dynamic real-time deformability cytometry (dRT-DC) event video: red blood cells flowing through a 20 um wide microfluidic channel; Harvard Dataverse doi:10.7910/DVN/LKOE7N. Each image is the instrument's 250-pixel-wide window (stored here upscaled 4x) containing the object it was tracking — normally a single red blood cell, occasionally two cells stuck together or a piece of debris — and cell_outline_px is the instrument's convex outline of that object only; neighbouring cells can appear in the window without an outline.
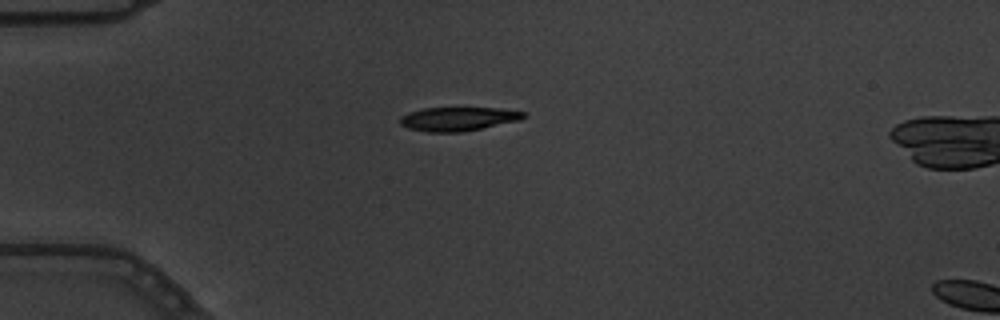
{"species": "common noctule bat (a hibernating species)", "species_latin": "Nyctalus noctula", "temperature_condition": "warm", "stored_images_in_passage": 2, "camera_frame_rate_fps": 3000, "um_per_image_px": 0.085, "animal": {"sex": "male", "body_mass_g": 19.5, "forearm_length_mm": 54.6}, "frame": {"image": 1, "passage_image": 1, "time_ms": 0.0, "image_size_px": [1000, 320], "cell_outline_px": [[528, 116], [520, 120], [460, 132], [428, 132], [408, 128], [400, 124], [400, 116], [408, 112], [424, 108], [500, 108], [528, 112]], "centroid_in_image_um": [38.96, 10.1], "position_along_channel_um": 46.0, "area_um2": 17.17}}